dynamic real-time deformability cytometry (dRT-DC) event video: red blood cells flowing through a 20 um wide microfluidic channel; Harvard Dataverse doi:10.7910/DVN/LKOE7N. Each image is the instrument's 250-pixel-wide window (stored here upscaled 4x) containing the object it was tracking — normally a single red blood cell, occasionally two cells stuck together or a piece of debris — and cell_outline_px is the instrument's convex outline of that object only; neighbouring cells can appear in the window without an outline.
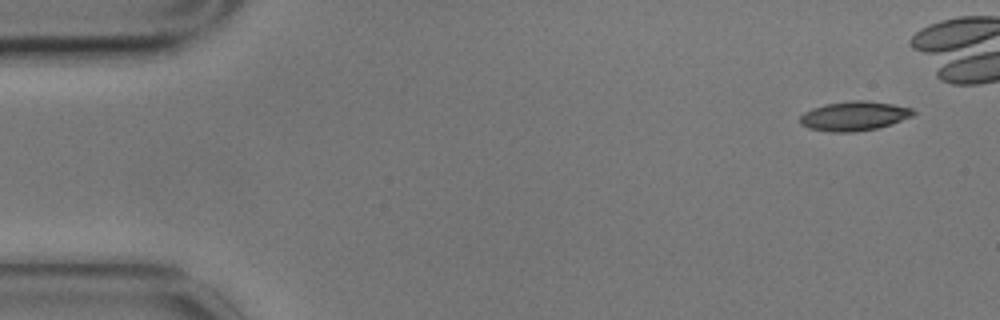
{"species": "common noctule bat (a hibernating species)", "species_latin": "Nyctalus noctula", "temperature_condition": "cold", "stored_images_in_passage": 16, "camera_frame_rate_fps": 3000, "um_per_image_px": 0.085, "animal": {"sex": "male", "body_mass_g": 17.9}, "frame": {"image": 1, "passage_image": 1, "time_ms": 0.0, "image_size_px": [1000, 320], "cell_outline_px": [[916, 112], [912, 116], [892, 124], [876, 128], [856, 132], [828, 132], [808, 128], [800, 124], [800, 116], [804, 112], [812, 108], [824, 104], [852, 100], [864, 100], [892, 104], [912, 108]], "centroid_in_image_um": [72.58, 9.86], "position_along_channel_um": 12.4, "area_um2": 19.48}}